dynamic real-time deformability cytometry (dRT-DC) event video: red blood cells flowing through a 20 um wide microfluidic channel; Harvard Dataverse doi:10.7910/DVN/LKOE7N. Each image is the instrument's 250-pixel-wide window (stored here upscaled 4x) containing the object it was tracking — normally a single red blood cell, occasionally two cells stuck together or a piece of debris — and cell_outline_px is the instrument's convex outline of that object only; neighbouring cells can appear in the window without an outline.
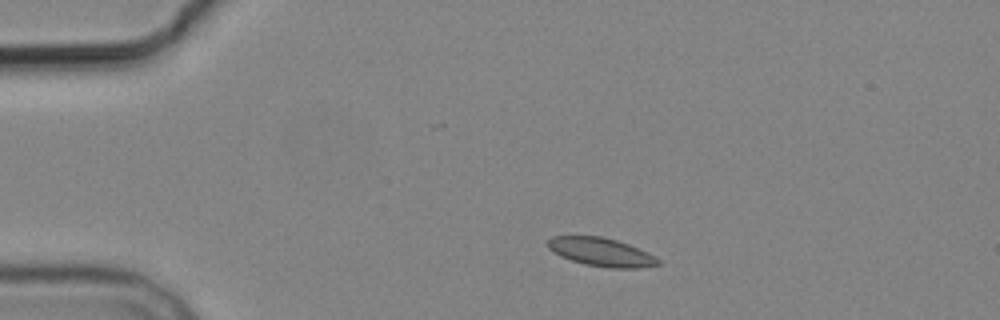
{"species": "common noctule bat (a hibernating species)", "species_latin": "Nyctalus noctula", "temperature_condition": "cold", "stored_images_in_passage": 5, "camera_frame_rate_fps": 3000, "um_per_image_px": 0.085, "animal": {"sex": "male", "body_mass_g": 19.2, "forearm_length_mm": 51.8}, "frame": {"image": 1, "passage_image": 1, "time_ms": 0.0, "image_size_px": [1000, 320], "cell_outline_px": [[660, 264], [640, 268], [608, 268], [584, 264], [560, 256], [548, 248], [548, 240], [552, 236], [600, 236], [616, 240], [628, 244], [648, 252], [660, 260]], "centroid_in_image_um": [51.11, 21.43], "position_along_channel_um": 33.9, "area_um2": 18.21}}
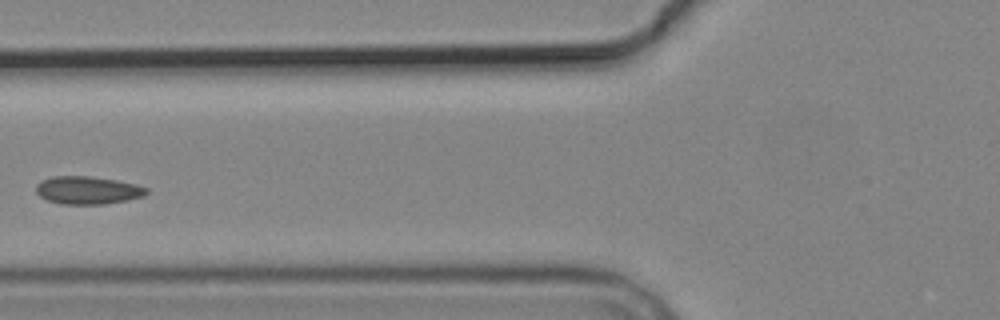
{"frame": {"image": 2, "passage_image": 4, "time_ms": 3.667, "image_size_px": [1000, 320], "cell_outline_px": [[148, 192], [144, 196], [128, 200], [104, 204], [60, 204], [48, 200], [40, 196], [36, 192], [36, 184], [40, 180], [52, 176], [88, 176], [116, 180], [136, 184], [148, 188]], "centroid_in_image_um": [7.45, 16.17], "position_along_channel_um": 118.4, "area_um2": 18.03}}
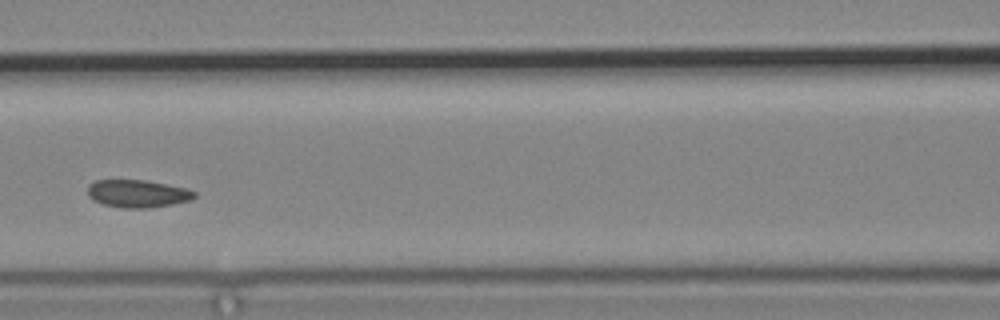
{"frame": {"image": 3, "passage_image": 5, "time_ms": 4.667, "image_size_px": [1000, 320], "cell_outline_px": [[196, 196], [192, 200], [172, 204], [148, 208], [124, 208], [104, 204], [92, 200], [88, 196], [88, 184], [96, 180], [144, 180], [184, 188], [196, 192]], "centroid_in_image_um": [11.67, 16.46], "position_along_channel_um": 154.9, "area_um2": 17.11}}